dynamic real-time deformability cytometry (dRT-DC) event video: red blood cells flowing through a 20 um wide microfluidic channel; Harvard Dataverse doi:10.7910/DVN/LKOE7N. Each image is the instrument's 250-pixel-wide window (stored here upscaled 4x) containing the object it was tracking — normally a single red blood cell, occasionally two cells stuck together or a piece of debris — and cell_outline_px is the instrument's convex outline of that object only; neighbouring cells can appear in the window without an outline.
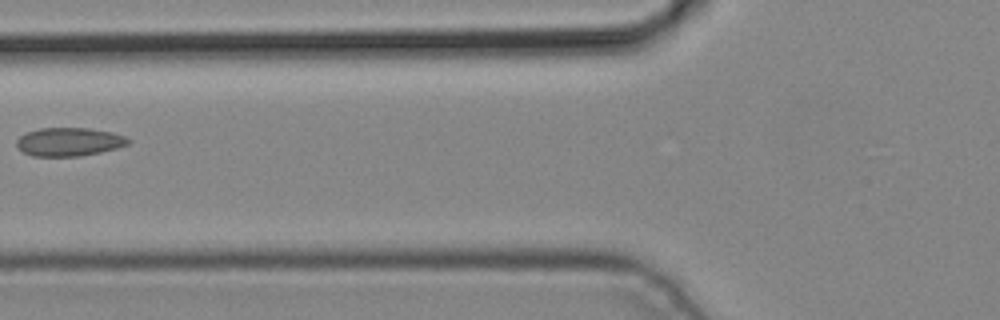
{"species": "common noctule bat (a hibernating species)", "species_latin": "Nyctalus noctula", "temperature_condition": "cold", "stored_images_in_passage": 4, "camera_frame_rate_fps": 3000, "um_per_image_px": 0.085, "animal": {"sex": "male", "body_mass_g": 19.2, "forearm_length_mm": 51.8}, "frame": {"image": 1, "passage_image": 4, "time_ms": 1.0, "image_size_px": [1000, 320], "cell_outline_px": [[132, 140], [128, 144], [116, 148], [100, 152], [80, 156], [32, 156], [24, 152], [16, 144], [16, 140], [20, 136], [28, 132], [40, 128], [88, 128], [112, 132], [124, 136]], "centroid_in_image_um": [5.88, 12.05], "position_along_channel_um": 119.9, "area_um2": 18.38}}